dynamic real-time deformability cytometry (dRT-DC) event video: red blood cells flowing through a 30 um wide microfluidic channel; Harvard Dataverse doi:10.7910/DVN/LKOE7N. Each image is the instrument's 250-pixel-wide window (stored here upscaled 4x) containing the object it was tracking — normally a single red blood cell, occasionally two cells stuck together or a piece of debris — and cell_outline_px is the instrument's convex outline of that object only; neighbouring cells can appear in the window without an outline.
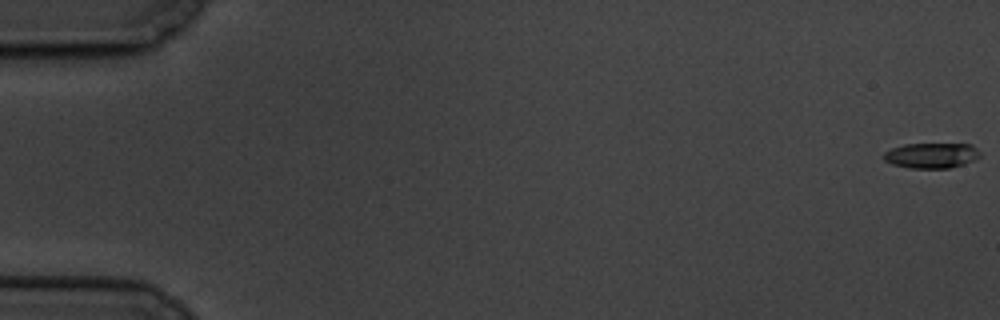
{"species": "common noctule bat (a hibernating species)", "species_latin": "Nyctalus noctula", "temperature_condition": "cold", "stored_images_in_passage": 16, "camera_frame_rate_fps": 3000, "um_per_image_px": 0.085, "animal": {"sex": "male", "body_mass_g": 19.5, "forearm_length_mm": 54.6}, "frame": {"image": 1, "passage_image": 1, "time_ms": 0.0, "image_size_px": [1000, 320], "cell_outline_px": [[980, 156], [976, 160], [964, 164], [948, 168], [912, 168], [892, 164], [884, 160], [884, 152], [892, 148], [904, 144], [972, 144], [980, 152]], "centroid_in_image_um": [79.2, 13.21], "position_along_channel_um": 5.8, "area_um2": 14.22}}
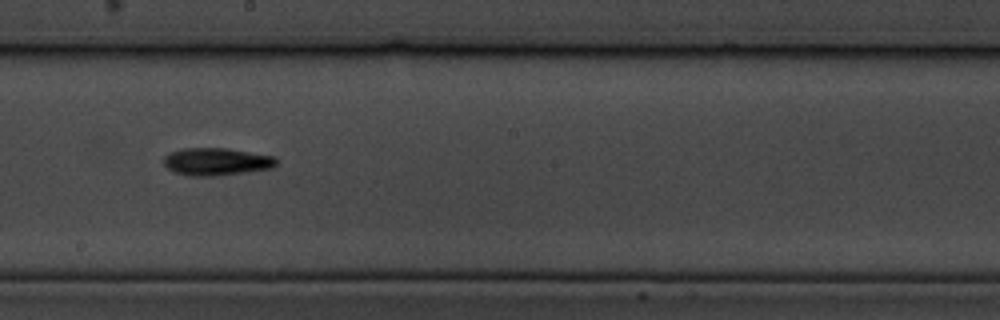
{"frame": {"image": 2, "passage_image": 10, "time_ms": 11.333, "image_size_px": [1000, 320], "cell_outline_px": [[276, 164], [272, 168], [216, 176], [188, 176], [176, 172], [168, 168], [164, 164], [164, 156], [168, 152], [184, 148], [224, 148], [276, 156]], "centroid_in_image_um": [18.38, 13.73], "position_along_channel_um": 229.8, "area_um2": 18.03}}
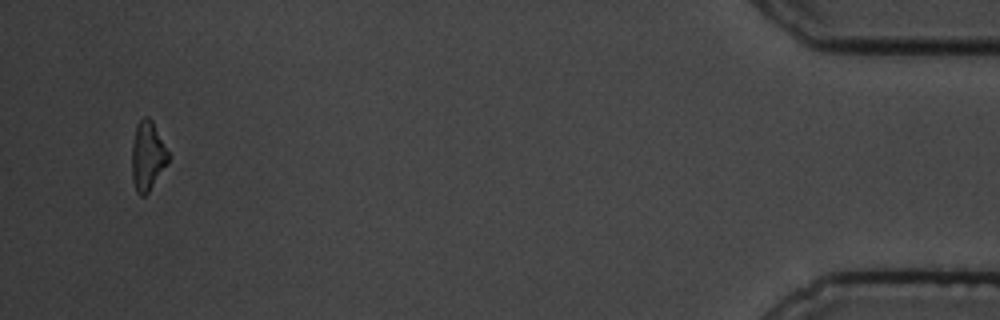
{"frame": {"image": 3, "passage_image": 16, "time_ms": 19.333, "image_size_px": [1000, 320], "cell_outline_px": [[168, 164], [148, 192], [144, 196], [140, 196], [136, 192], [132, 180], [132, 144], [136, 124], [144, 116], [148, 116], [152, 120], [168, 152]], "centroid_in_image_um": [12.53, 13.26], "position_along_channel_um": 422.7, "area_um2": 14.68}, "authors_computed_cell_mechanics": {"area_um2": 15.3459, "velocity_mm_per_s": 3.364, "shape_relaxation_time_tau1_ms": 2.0246, "shape_relaxation_time_tau2_ms": 3.634, "deformation_change_tau1": 0.0841, "deformation_change_tau2": 0.1281}}